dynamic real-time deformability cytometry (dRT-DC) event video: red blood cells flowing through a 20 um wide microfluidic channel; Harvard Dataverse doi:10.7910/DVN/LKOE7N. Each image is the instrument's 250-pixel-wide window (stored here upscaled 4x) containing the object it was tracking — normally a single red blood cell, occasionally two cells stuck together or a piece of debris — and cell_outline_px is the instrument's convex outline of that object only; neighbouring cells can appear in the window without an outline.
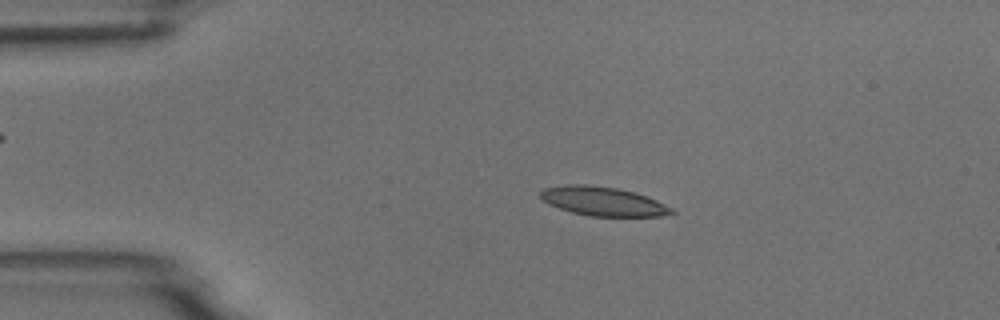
{"species": "common noctule bat (a hibernating species)", "species_latin": "Nyctalus noctula", "temperature_condition": "room temperature", "stored_images_in_passage": 53, "camera_frame_rate_fps": 3000, "um_per_image_px": 0.085, "animal": {"sex": "male", "body_mass_g": 18.8}, "frame": {"image": 1, "passage_image": 10, "time_ms": 3.0, "image_size_px": [1000, 320], "cell_outline_px": [[676, 212], [660, 216], [588, 216], [572, 212], [548, 204], [540, 196], [540, 192], [544, 188], [564, 184], [584, 184], [616, 188], [648, 196], [672, 208]], "centroid_in_image_um": [51.24, 17.11], "position_along_channel_um": 33.8, "area_um2": 22.02}}
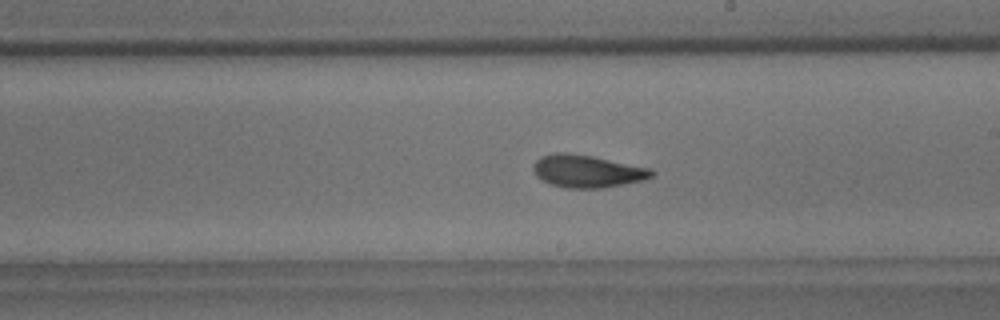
{"frame": {"image": 2, "passage_image": 30, "time_ms": 9.667, "image_size_px": [1000, 320], "cell_outline_px": [[656, 172], [652, 176], [644, 180], [604, 188], [568, 188], [552, 184], [536, 176], [532, 168], [532, 164], [540, 156], [556, 152], [568, 152], [592, 156], [652, 168]], "centroid_in_image_um": [49.92, 14.54], "position_along_channel_um": 239.1, "area_um2": 22.6}}
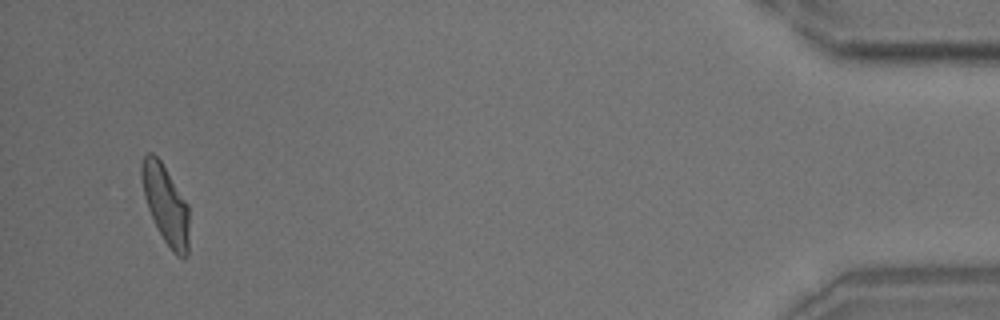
{"frame": {"image": 3, "passage_image": 51, "time_ms": 16.667, "image_size_px": [1000, 320], "cell_outline_px": [[188, 256], [176, 256], [172, 252], [164, 240], [148, 208], [144, 196], [140, 180], [140, 164], [144, 156], [148, 152], [152, 152], [160, 160], [188, 204]], "centroid_in_image_um": [14.06, 17.35], "position_along_channel_um": 421.1, "area_um2": 21.62}, "authors_computed_cell_mechanics": {"area_um2": 21.8484, "velocity_mm_per_s": 3.7171, "shape_relaxation_time_tau1_ms": 8.4492, "shape_relaxation_time_tau2_ms": 2.5999, "deformation_change_tau1": 0.2007, "deformation_change_tau2": 0.0978}}